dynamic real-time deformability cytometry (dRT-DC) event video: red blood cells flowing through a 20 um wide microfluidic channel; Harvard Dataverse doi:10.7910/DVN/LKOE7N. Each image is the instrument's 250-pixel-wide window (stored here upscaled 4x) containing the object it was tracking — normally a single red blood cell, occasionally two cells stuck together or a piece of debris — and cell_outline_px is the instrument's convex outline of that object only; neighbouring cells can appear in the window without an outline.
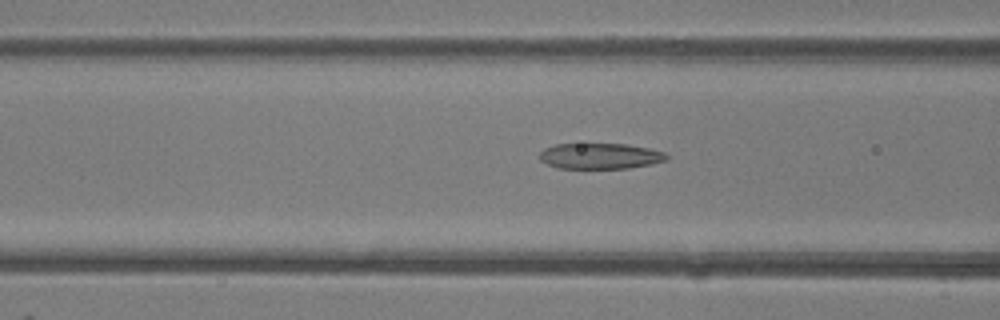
{"species": "common noctule bat (a hibernating species)", "species_latin": "Nyctalus noctula", "temperature_condition": "room temperature", "stored_images_in_passage": 40, "camera_frame_rate_fps": 3000, "um_per_image_px": 0.085, "animal": {"sex": "female"}, "frame": {"image": 1, "passage_image": 11, "time_ms": 3.333, "image_size_px": [1000, 320], "cell_outline_px": [[668, 160], [652, 164], [628, 168], [556, 168], [540, 160], [540, 152], [544, 148], [556, 144], [628, 144], [648, 148], [664, 152], [668, 156]], "centroid_in_image_um": [51.02, 13.26], "position_along_channel_um": 115.6, "area_um2": 19.07}}
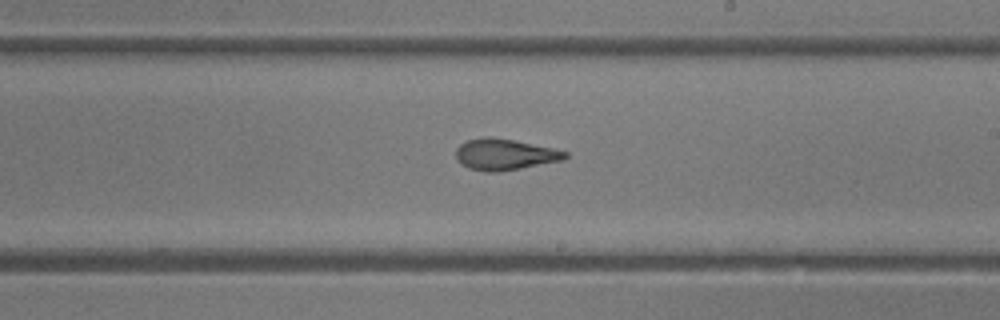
{"frame": {"image": 2, "passage_image": 20, "time_ms": 6.333, "image_size_px": [1000, 320], "cell_outline_px": [[568, 156], [564, 160], [520, 168], [496, 172], [484, 172], [468, 168], [460, 164], [456, 160], [456, 148], [460, 144], [468, 140], [484, 136], [488, 136], [512, 140], [552, 148], [568, 152]], "centroid_in_image_um": [42.86, 13.13], "position_along_channel_um": 246.1, "area_um2": 19.83}}
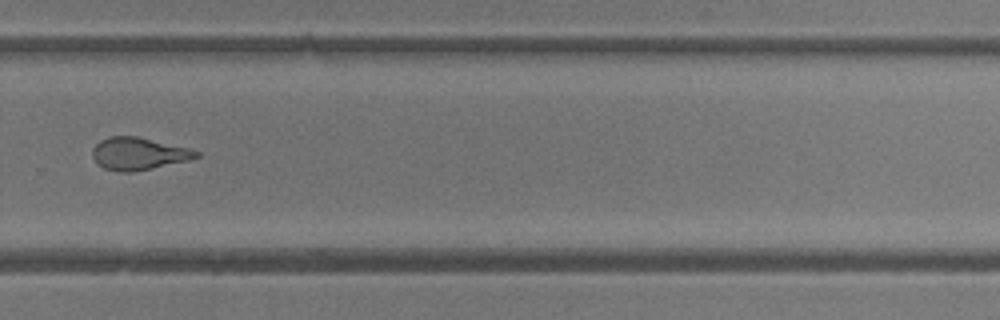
{"frame": {"image": 3, "passage_image": 25, "time_ms": 8.0, "image_size_px": [1000, 320], "cell_outline_px": [[200, 156], [188, 160], [136, 172], [116, 172], [104, 168], [96, 164], [92, 156], [92, 148], [100, 140], [108, 136], [136, 136], [188, 148], [200, 152]], "centroid_in_image_um": [11.72, 13.07], "position_along_channel_um": 318.1, "area_um2": 19.71}, "authors_computed_cell_mechanics": {"area_um2": 20.3745, "velocity_mm_per_s": 4.3372, "shape_relaxation_time_tau1_ms": null, "shape_relaxation_time_tau2_ms": 1.7243, "deformation_change_tau1": null, "deformation_change_tau2": 0.0911}}